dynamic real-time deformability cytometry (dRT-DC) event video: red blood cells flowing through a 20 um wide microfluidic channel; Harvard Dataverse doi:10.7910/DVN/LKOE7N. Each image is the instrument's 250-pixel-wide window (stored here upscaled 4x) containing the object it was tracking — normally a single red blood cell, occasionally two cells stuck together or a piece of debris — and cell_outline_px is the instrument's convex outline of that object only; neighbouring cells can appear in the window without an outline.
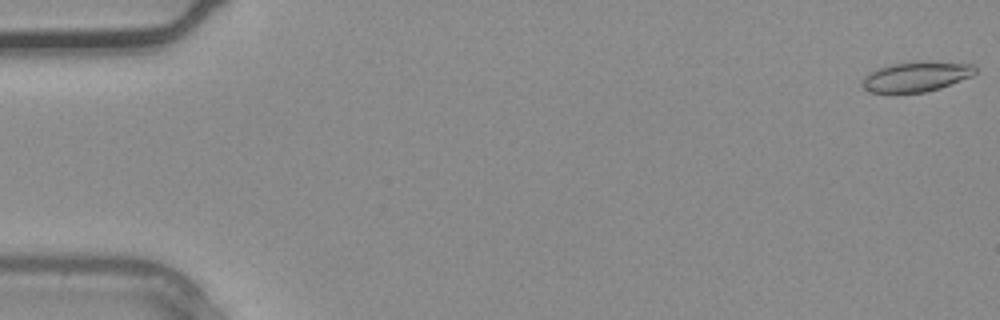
{"species": "common noctule bat (a hibernating species)", "species_latin": "Nyctalus noctula", "temperature_condition": "warm", "stored_images_in_passage": 32, "camera_frame_rate_fps": 3000, "um_per_image_px": 0.085, "animal": {"sex": "male", "body_mass_g": 20.4}, "frame": {"image": 1, "passage_image": 1, "time_ms": 0.0, "image_size_px": [1000, 320], "cell_outline_px": [[976, 72], [972, 76], [940, 88], [924, 92], [868, 92], [860, 84], [860, 80], [864, 76], [880, 68], [896, 64], [916, 60], [928, 60], [972, 64], [976, 68]], "centroid_in_image_um": [77.9, 6.49], "position_along_channel_um": 7.1, "area_um2": 19.83}}